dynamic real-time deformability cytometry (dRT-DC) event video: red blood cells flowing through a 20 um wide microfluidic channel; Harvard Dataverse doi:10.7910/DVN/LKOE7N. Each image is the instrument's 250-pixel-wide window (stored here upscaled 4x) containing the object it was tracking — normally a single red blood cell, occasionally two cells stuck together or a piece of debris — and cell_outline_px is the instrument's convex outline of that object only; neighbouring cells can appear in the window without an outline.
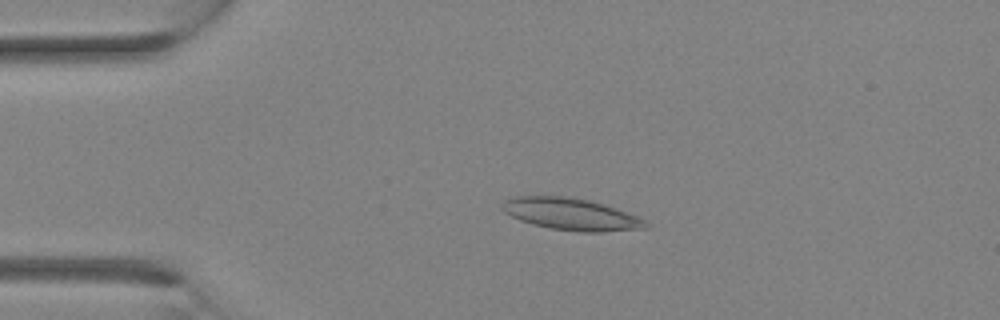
{"species": "Egyptian fruit bat (a non-hibernating species)", "species_latin": "Rousettus aegyptiacus", "temperature_condition": "room temperature", "stored_images_in_passage": 3, "camera_frame_rate_fps": 3000, "um_per_image_px": 0.085, "animal": {"sex": "female"}, "frame": {"image": 1, "passage_image": 3, "time_ms": 2.0, "image_size_px": [1000, 320], "cell_outline_px": [[648, 228], [604, 232], [580, 232], [552, 228], [532, 224], [520, 220], [504, 212], [500, 208], [500, 204], [504, 200], [512, 196], [568, 196], [588, 200], [604, 204], [616, 208], [636, 216], [644, 220], [648, 224]], "centroid_in_image_um": [48.5, 18.2], "position_along_channel_um": 36.5, "area_um2": 26.76}}